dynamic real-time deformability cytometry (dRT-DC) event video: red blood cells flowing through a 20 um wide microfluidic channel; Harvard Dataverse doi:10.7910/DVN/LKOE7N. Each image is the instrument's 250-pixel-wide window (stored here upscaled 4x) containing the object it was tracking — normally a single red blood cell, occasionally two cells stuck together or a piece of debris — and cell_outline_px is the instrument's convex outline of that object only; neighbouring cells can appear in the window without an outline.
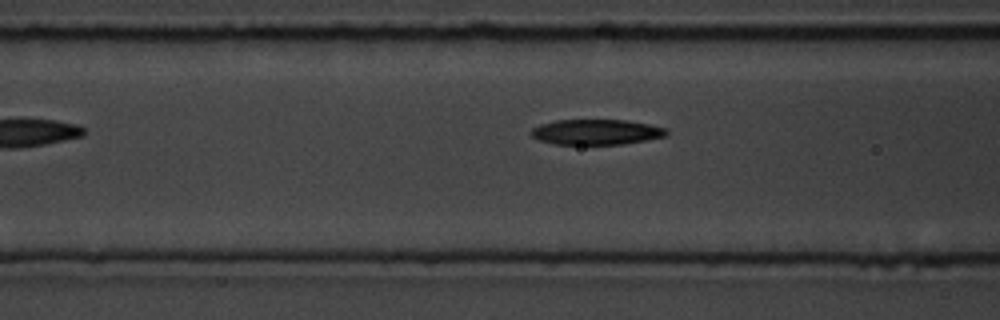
{"species": "common noctule bat (a hibernating species)", "species_latin": "Nyctalus noctula", "temperature_condition": "room temperature", "stored_images_in_passage": 7, "camera_frame_rate_fps": 3000, "um_per_image_px": 0.085, "animal": {"sex": "male", "body_mass_g": 19.5, "forearm_length_mm": 54.6}, "frame": {"image": 1, "passage_image": 7, "time_ms": 7.0, "image_size_px": [1000, 320], "cell_outline_px": [[668, 136], [624, 144], [556, 144], [540, 140], [532, 136], [528, 132], [532, 128], [540, 124], [556, 120], [628, 120], [668, 128]], "centroid_in_image_um": [50.71, 11.22], "position_along_channel_um": 115.9, "area_um2": 20.11}}